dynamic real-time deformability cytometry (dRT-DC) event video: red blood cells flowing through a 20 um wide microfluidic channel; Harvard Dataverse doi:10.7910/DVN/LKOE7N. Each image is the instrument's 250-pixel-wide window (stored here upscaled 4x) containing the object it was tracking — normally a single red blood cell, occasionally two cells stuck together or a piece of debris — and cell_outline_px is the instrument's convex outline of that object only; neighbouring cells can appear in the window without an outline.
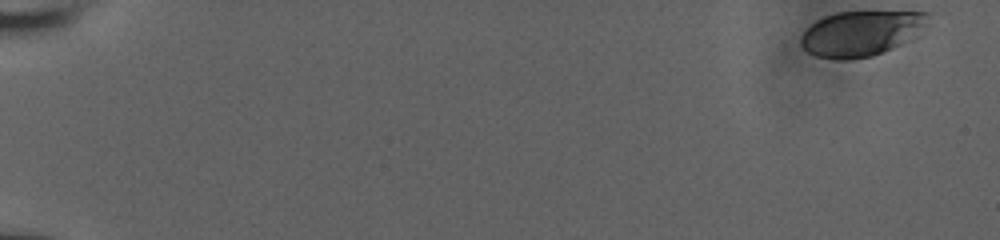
{"species": "human", "species_latin": "Homo sapiens", "temperature_condition": "room temperature", "stored_images_in_passage": 51, "camera_frame_rate_fps": 3000, "um_per_image_px": 0.085, "donor": {"sex": "male"}, "frame": {"image": 1, "passage_image": 1, "time_ms": 0.0, "image_size_px": [1000, 240], "cell_outline_px": [[932, 12], [928, 24], [900, 44], [892, 48], [872, 56], [848, 60], [840, 60], [816, 56], [808, 52], [800, 44], [800, 36], [816, 20], [824, 16], [840, 12]], "centroid_in_image_um": [73.17, 2.83], "position_along_channel_um": 11.8, "area_um2": 33.18}}
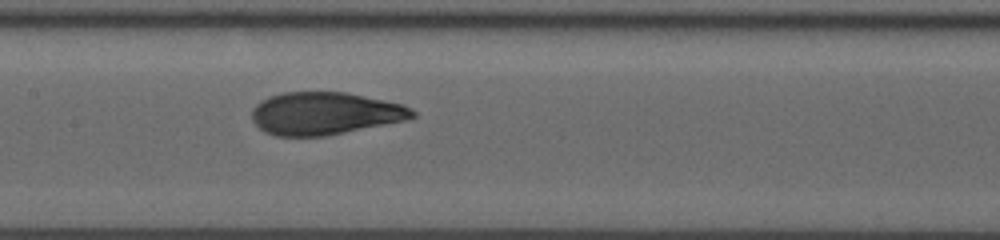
{"frame": {"image": 2, "passage_image": 30, "time_ms": 9.667, "image_size_px": [1000, 240], "cell_outline_px": [[416, 116], [408, 120], [324, 136], [276, 136], [264, 132], [252, 120], [252, 108], [260, 100], [268, 96], [284, 92], [348, 92], [404, 104], [412, 108], [416, 112]], "centroid_in_image_um": [27.63, 9.63], "position_along_channel_um": 179.8, "area_um2": 40.17}}
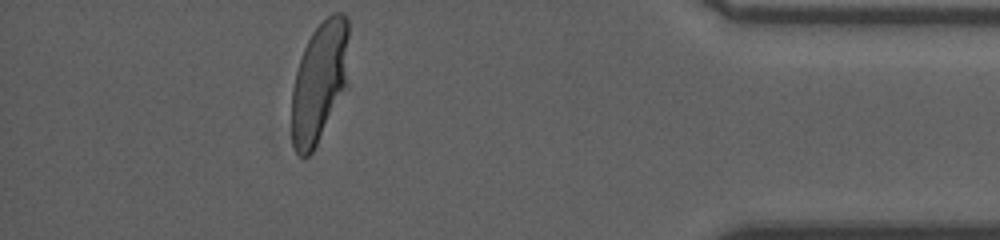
{"frame": {"image": 3, "passage_image": 51, "time_ms": 16.667, "image_size_px": [1000, 240], "cell_outline_px": [[348, 88], [312, 152], [308, 156], [300, 156], [296, 152], [292, 144], [292, 88], [296, 72], [304, 48], [312, 32], [332, 12], [344, 12], [348, 16]], "centroid_in_image_um": [27.18, 6.96], "position_along_channel_um": 408.0, "area_um2": 40.69}, "authors_computed_cell_mechanics": {"area_um2": 39.9976, "velocity_mm_per_s": 3.8104, "shape_relaxation_time_tau1_ms": 8.0839, "shape_relaxation_time_tau2_ms": null, "deformation_change_tau1": 0.2455, "deformation_change_tau2": null}}